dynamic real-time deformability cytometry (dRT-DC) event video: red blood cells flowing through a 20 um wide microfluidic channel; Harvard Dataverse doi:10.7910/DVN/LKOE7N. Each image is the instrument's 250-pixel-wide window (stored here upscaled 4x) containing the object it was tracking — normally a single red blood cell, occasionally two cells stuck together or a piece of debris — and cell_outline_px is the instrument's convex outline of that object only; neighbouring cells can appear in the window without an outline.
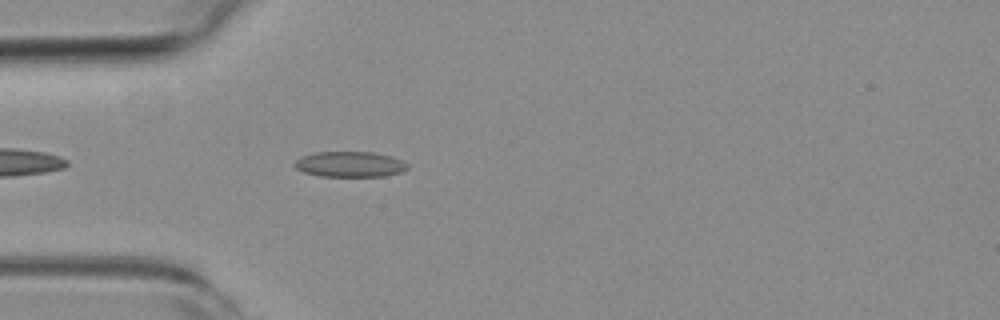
{"species": "common noctule bat (a hibernating species)", "species_latin": "Nyctalus noctula", "temperature_condition": "room temperature", "stored_images_in_passage": 8, "camera_frame_rate_fps": 3000, "um_per_image_px": 0.085, "animal": {"sex": "female", "body_mass_g": 19.3, "forearm_length_mm": 54.1}, "frame": {"image": 1, "passage_image": 4, "time_ms": 1.0, "image_size_px": [1000, 320], "cell_outline_px": [[408, 168], [400, 172], [384, 176], [320, 176], [304, 172], [296, 168], [292, 164], [300, 156], [316, 152], [372, 152], [392, 156], [408, 164]], "centroid_in_image_um": [29.71, 13.96], "position_along_channel_um": 55.3, "area_um2": 16.76}}